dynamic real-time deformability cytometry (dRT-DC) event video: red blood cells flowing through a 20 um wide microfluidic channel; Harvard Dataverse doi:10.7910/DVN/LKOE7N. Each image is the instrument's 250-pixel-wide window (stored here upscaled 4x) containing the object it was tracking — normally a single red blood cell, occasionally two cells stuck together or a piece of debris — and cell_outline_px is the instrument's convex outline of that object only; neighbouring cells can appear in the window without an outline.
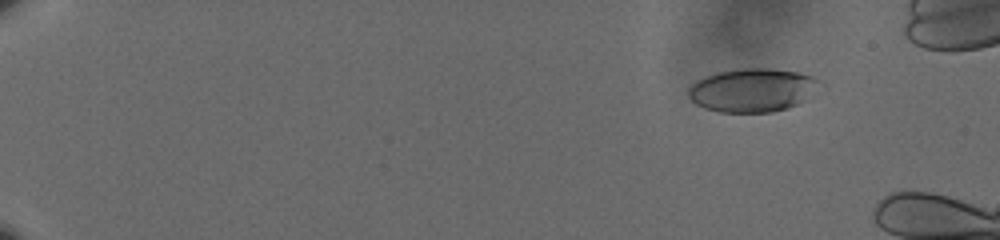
{"species": "human", "species_latin": "Homo sapiens", "temperature_condition": "cold", "stored_images_in_passage": 61, "camera_frame_rate_fps": 3000, "um_per_image_px": 0.085, "donor": {"sex": "male"}, "frame": {"image": 1, "passage_image": 9, "time_ms": 2.667, "image_size_px": [1000, 240], "cell_outline_px": [[820, 84], [804, 100], [796, 104], [772, 112], [720, 112], [704, 108], [696, 104], [688, 96], [688, 88], [696, 80], [704, 76], [720, 72], [744, 68], [768, 68], [796, 72], [812, 76], [820, 80]], "centroid_in_image_um": [63.91, 7.66], "position_along_channel_um": 21.1, "area_um2": 32.89}}
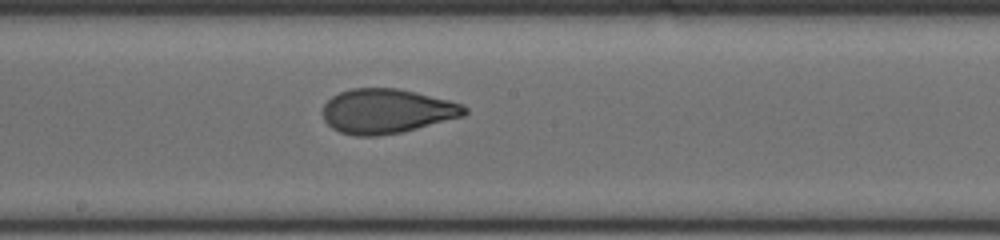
{"frame": {"image": 2, "passage_image": 38, "time_ms": 12.333, "image_size_px": [1000, 240], "cell_outline_px": [[468, 112], [464, 116], [400, 132], [376, 136], [356, 136], [340, 132], [332, 128], [324, 120], [324, 104], [332, 96], [340, 92], [352, 88], [400, 88], [464, 104], [468, 108]], "centroid_in_image_um": [32.89, 9.44], "position_along_channel_um": 215.3, "area_um2": 36.7}}
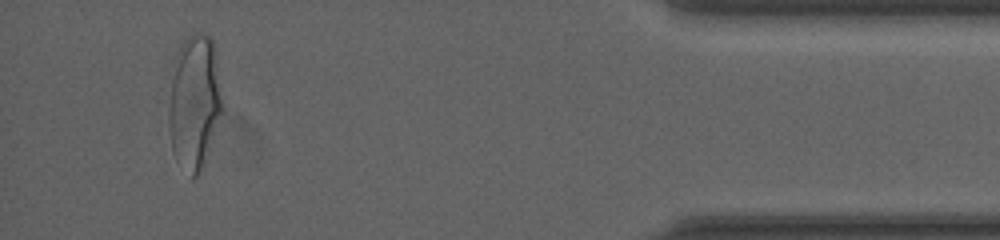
{"frame": {"image": 3, "passage_image": 59, "time_ms": 19.333, "image_size_px": [1000, 240], "cell_outline_px": [[220, 112], [200, 172], [192, 180], [176, 160], [172, 152], [168, 128], [168, 108], [176, 52], [180, 44], [192, 32], [200, 32], [212, 36], [216, 52], [220, 100]], "centroid_in_image_um": [16.47, 8.64], "position_along_channel_um": 418.7, "area_um2": 41.33}}